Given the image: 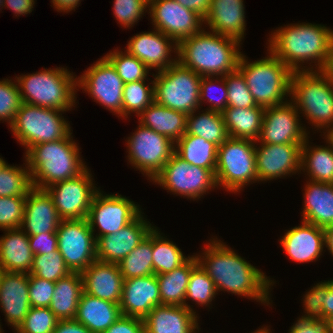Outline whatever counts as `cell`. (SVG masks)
Returning <instances> with one entry per match:
<instances>
[{
  "mask_svg": "<svg viewBox=\"0 0 333 333\" xmlns=\"http://www.w3.org/2000/svg\"><path fill=\"white\" fill-rule=\"evenodd\" d=\"M212 239L205 244L202 254L195 256L213 280L217 292L227 291L270 305V289L276 281L271 280L217 237Z\"/></svg>",
  "mask_w": 333,
  "mask_h": 333,
  "instance_id": "obj_1",
  "label": "cell"
},
{
  "mask_svg": "<svg viewBox=\"0 0 333 333\" xmlns=\"http://www.w3.org/2000/svg\"><path fill=\"white\" fill-rule=\"evenodd\" d=\"M269 36V46L266 48L292 72L322 70L333 44V30L315 23L284 25L275 29ZM305 62H309V65L304 66ZM311 63H315L314 68Z\"/></svg>",
  "mask_w": 333,
  "mask_h": 333,
  "instance_id": "obj_2",
  "label": "cell"
},
{
  "mask_svg": "<svg viewBox=\"0 0 333 333\" xmlns=\"http://www.w3.org/2000/svg\"><path fill=\"white\" fill-rule=\"evenodd\" d=\"M240 44L203 28L178 43L177 61L200 76H225L238 69Z\"/></svg>",
  "mask_w": 333,
  "mask_h": 333,
  "instance_id": "obj_3",
  "label": "cell"
},
{
  "mask_svg": "<svg viewBox=\"0 0 333 333\" xmlns=\"http://www.w3.org/2000/svg\"><path fill=\"white\" fill-rule=\"evenodd\" d=\"M73 140L72 133L65 139L43 142L25 152V161L31 172L34 188L47 187L72 179L88 167L80 157V148Z\"/></svg>",
  "mask_w": 333,
  "mask_h": 333,
  "instance_id": "obj_4",
  "label": "cell"
},
{
  "mask_svg": "<svg viewBox=\"0 0 333 333\" xmlns=\"http://www.w3.org/2000/svg\"><path fill=\"white\" fill-rule=\"evenodd\" d=\"M290 100L323 135L333 131V85L322 70L292 72Z\"/></svg>",
  "mask_w": 333,
  "mask_h": 333,
  "instance_id": "obj_5",
  "label": "cell"
},
{
  "mask_svg": "<svg viewBox=\"0 0 333 333\" xmlns=\"http://www.w3.org/2000/svg\"><path fill=\"white\" fill-rule=\"evenodd\" d=\"M15 79L24 103L63 112L76 107L77 76L67 68H43Z\"/></svg>",
  "mask_w": 333,
  "mask_h": 333,
  "instance_id": "obj_6",
  "label": "cell"
},
{
  "mask_svg": "<svg viewBox=\"0 0 333 333\" xmlns=\"http://www.w3.org/2000/svg\"><path fill=\"white\" fill-rule=\"evenodd\" d=\"M268 55L254 62L240 56L238 70L246 80L247 86L257 106L263 108L281 105L290 96L292 71L270 50ZM286 97V98H285Z\"/></svg>",
  "mask_w": 333,
  "mask_h": 333,
  "instance_id": "obj_7",
  "label": "cell"
},
{
  "mask_svg": "<svg viewBox=\"0 0 333 333\" xmlns=\"http://www.w3.org/2000/svg\"><path fill=\"white\" fill-rule=\"evenodd\" d=\"M62 113L61 110L23 102L10 130L26 151L39 143L65 139L73 130Z\"/></svg>",
  "mask_w": 333,
  "mask_h": 333,
  "instance_id": "obj_8",
  "label": "cell"
},
{
  "mask_svg": "<svg viewBox=\"0 0 333 333\" xmlns=\"http://www.w3.org/2000/svg\"><path fill=\"white\" fill-rule=\"evenodd\" d=\"M256 141L229 137L218 147L215 178L218 187L231 193L256 183Z\"/></svg>",
  "mask_w": 333,
  "mask_h": 333,
  "instance_id": "obj_9",
  "label": "cell"
},
{
  "mask_svg": "<svg viewBox=\"0 0 333 333\" xmlns=\"http://www.w3.org/2000/svg\"><path fill=\"white\" fill-rule=\"evenodd\" d=\"M154 77L155 102L190 114L200 110V82L201 77L192 69L184 67L178 61L166 70L157 71Z\"/></svg>",
  "mask_w": 333,
  "mask_h": 333,
  "instance_id": "obj_10",
  "label": "cell"
},
{
  "mask_svg": "<svg viewBox=\"0 0 333 333\" xmlns=\"http://www.w3.org/2000/svg\"><path fill=\"white\" fill-rule=\"evenodd\" d=\"M152 181L167 192L193 201L217 187L215 170L191 165L175 152Z\"/></svg>",
  "mask_w": 333,
  "mask_h": 333,
  "instance_id": "obj_11",
  "label": "cell"
},
{
  "mask_svg": "<svg viewBox=\"0 0 333 333\" xmlns=\"http://www.w3.org/2000/svg\"><path fill=\"white\" fill-rule=\"evenodd\" d=\"M127 138L128 161L152 180L161 172L164 165L175 152V143L141 123Z\"/></svg>",
  "mask_w": 333,
  "mask_h": 333,
  "instance_id": "obj_12",
  "label": "cell"
},
{
  "mask_svg": "<svg viewBox=\"0 0 333 333\" xmlns=\"http://www.w3.org/2000/svg\"><path fill=\"white\" fill-rule=\"evenodd\" d=\"M56 235L58 251L71 272L82 273L96 260V238L86 218L62 220Z\"/></svg>",
  "mask_w": 333,
  "mask_h": 333,
  "instance_id": "obj_13",
  "label": "cell"
},
{
  "mask_svg": "<svg viewBox=\"0 0 333 333\" xmlns=\"http://www.w3.org/2000/svg\"><path fill=\"white\" fill-rule=\"evenodd\" d=\"M81 76V77H80ZM77 78V87L86 91L92 100L123 119L124 82L115 68L102 57Z\"/></svg>",
  "mask_w": 333,
  "mask_h": 333,
  "instance_id": "obj_14",
  "label": "cell"
},
{
  "mask_svg": "<svg viewBox=\"0 0 333 333\" xmlns=\"http://www.w3.org/2000/svg\"><path fill=\"white\" fill-rule=\"evenodd\" d=\"M102 192L100 189L96 192L86 218L93 233L99 228V233L94 234L96 239L118 232L142 212L140 206L127 197Z\"/></svg>",
  "mask_w": 333,
  "mask_h": 333,
  "instance_id": "obj_15",
  "label": "cell"
},
{
  "mask_svg": "<svg viewBox=\"0 0 333 333\" xmlns=\"http://www.w3.org/2000/svg\"><path fill=\"white\" fill-rule=\"evenodd\" d=\"M89 168L75 178L57 182L45 190L52 197L62 220L87 218L91 202L100 189Z\"/></svg>",
  "mask_w": 333,
  "mask_h": 333,
  "instance_id": "obj_16",
  "label": "cell"
},
{
  "mask_svg": "<svg viewBox=\"0 0 333 333\" xmlns=\"http://www.w3.org/2000/svg\"><path fill=\"white\" fill-rule=\"evenodd\" d=\"M148 11L154 29L177 44L203 29L204 19L174 0H150Z\"/></svg>",
  "mask_w": 333,
  "mask_h": 333,
  "instance_id": "obj_17",
  "label": "cell"
},
{
  "mask_svg": "<svg viewBox=\"0 0 333 333\" xmlns=\"http://www.w3.org/2000/svg\"><path fill=\"white\" fill-rule=\"evenodd\" d=\"M296 105L288 99L281 105L264 110L262 127L257 142L266 144H303L310 137L300 122ZM302 125V126H301Z\"/></svg>",
  "mask_w": 333,
  "mask_h": 333,
  "instance_id": "obj_18",
  "label": "cell"
},
{
  "mask_svg": "<svg viewBox=\"0 0 333 333\" xmlns=\"http://www.w3.org/2000/svg\"><path fill=\"white\" fill-rule=\"evenodd\" d=\"M255 144L258 182L276 180L301 172L302 144H258L257 141Z\"/></svg>",
  "mask_w": 333,
  "mask_h": 333,
  "instance_id": "obj_19",
  "label": "cell"
},
{
  "mask_svg": "<svg viewBox=\"0 0 333 333\" xmlns=\"http://www.w3.org/2000/svg\"><path fill=\"white\" fill-rule=\"evenodd\" d=\"M140 213L133 221L118 232L96 239V259L118 264L132 252L152 231V225Z\"/></svg>",
  "mask_w": 333,
  "mask_h": 333,
  "instance_id": "obj_20",
  "label": "cell"
},
{
  "mask_svg": "<svg viewBox=\"0 0 333 333\" xmlns=\"http://www.w3.org/2000/svg\"><path fill=\"white\" fill-rule=\"evenodd\" d=\"M154 30L132 36L125 50L157 72L166 70L177 62L178 44L161 31ZM172 52L176 57L171 58Z\"/></svg>",
  "mask_w": 333,
  "mask_h": 333,
  "instance_id": "obj_21",
  "label": "cell"
},
{
  "mask_svg": "<svg viewBox=\"0 0 333 333\" xmlns=\"http://www.w3.org/2000/svg\"><path fill=\"white\" fill-rule=\"evenodd\" d=\"M28 288L29 274L0 271V309L14 331L31 308Z\"/></svg>",
  "mask_w": 333,
  "mask_h": 333,
  "instance_id": "obj_22",
  "label": "cell"
},
{
  "mask_svg": "<svg viewBox=\"0 0 333 333\" xmlns=\"http://www.w3.org/2000/svg\"><path fill=\"white\" fill-rule=\"evenodd\" d=\"M119 304L122 315L144 319L154 307L161 305L156 275L124 280Z\"/></svg>",
  "mask_w": 333,
  "mask_h": 333,
  "instance_id": "obj_23",
  "label": "cell"
},
{
  "mask_svg": "<svg viewBox=\"0 0 333 333\" xmlns=\"http://www.w3.org/2000/svg\"><path fill=\"white\" fill-rule=\"evenodd\" d=\"M280 244L290 260L298 263L317 261L325 247L324 228L301 221V225L287 230Z\"/></svg>",
  "mask_w": 333,
  "mask_h": 333,
  "instance_id": "obj_24",
  "label": "cell"
},
{
  "mask_svg": "<svg viewBox=\"0 0 333 333\" xmlns=\"http://www.w3.org/2000/svg\"><path fill=\"white\" fill-rule=\"evenodd\" d=\"M60 218L52 197L46 190L33 188L26 196L21 229L28 235L56 233Z\"/></svg>",
  "mask_w": 333,
  "mask_h": 333,
  "instance_id": "obj_25",
  "label": "cell"
},
{
  "mask_svg": "<svg viewBox=\"0 0 333 333\" xmlns=\"http://www.w3.org/2000/svg\"><path fill=\"white\" fill-rule=\"evenodd\" d=\"M81 275L84 293L113 303H120L124 279L118 264L96 259Z\"/></svg>",
  "mask_w": 333,
  "mask_h": 333,
  "instance_id": "obj_26",
  "label": "cell"
},
{
  "mask_svg": "<svg viewBox=\"0 0 333 333\" xmlns=\"http://www.w3.org/2000/svg\"><path fill=\"white\" fill-rule=\"evenodd\" d=\"M197 315L185 306L158 305L143 319L144 332L194 333L200 330Z\"/></svg>",
  "mask_w": 333,
  "mask_h": 333,
  "instance_id": "obj_27",
  "label": "cell"
},
{
  "mask_svg": "<svg viewBox=\"0 0 333 333\" xmlns=\"http://www.w3.org/2000/svg\"><path fill=\"white\" fill-rule=\"evenodd\" d=\"M243 0H211L204 19L211 31L241 42L245 36V5Z\"/></svg>",
  "mask_w": 333,
  "mask_h": 333,
  "instance_id": "obj_28",
  "label": "cell"
},
{
  "mask_svg": "<svg viewBox=\"0 0 333 333\" xmlns=\"http://www.w3.org/2000/svg\"><path fill=\"white\" fill-rule=\"evenodd\" d=\"M5 231L0 237V270L10 272H31L33 256L28 235L21 228Z\"/></svg>",
  "mask_w": 333,
  "mask_h": 333,
  "instance_id": "obj_29",
  "label": "cell"
},
{
  "mask_svg": "<svg viewBox=\"0 0 333 333\" xmlns=\"http://www.w3.org/2000/svg\"><path fill=\"white\" fill-rule=\"evenodd\" d=\"M302 220L318 227L333 225V183L307 181Z\"/></svg>",
  "mask_w": 333,
  "mask_h": 333,
  "instance_id": "obj_30",
  "label": "cell"
},
{
  "mask_svg": "<svg viewBox=\"0 0 333 333\" xmlns=\"http://www.w3.org/2000/svg\"><path fill=\"white\" fill-rule=\"evenodd\" d=\"M120 304L82 293L75 320L92 333H103L121 316Z\"/></svg>",
  "mask_w": 333,
  "mask_h": 333,
  "instance_id": "obj_31",
  "label": "cell"
},
{
  "mask_svg": "<svg viewBox=\"0 0 333 333\" xmlns=\"http://www.w3.org/2000/svg\"><path fill=\"white\" fill-rule=\"evenodd\" d=\"M139 123L176 143L185 133L187 114L162 106L155 101L139 116Z\"/></svg>",
  "mask_w": 333,
  "mask_h": 333,
  "instance_id": "obj_32",
  "label": "cell"
},
{
  "mask_svg": "<svg viewBox=\"0 0 333 333\" xmlns=\"http://www.w3.org/2000/svg\"><path fill=\"white\" fill-rule=\"evenodd\" d=\"M327 146L309 145V137L301 148V170L314 182L333 183V140L323 135Z\"/></svg>",
  "mask_w": 333,
  "mask_h": 333,
  "instance_id": "obj_33",
  "label": "cell"
},
{
  "mask_svg": "<svg viewBox=\"0 0 333 333\" xmlns=\"http://www.w3.org/2000/svg\"><path fill=\"white\" fill-rule=\"evenodd\" d=\"M83 290L81 273L71 272L55 282L53 297L49 309L58 320H73Z\"/></svg>",
  "mask_w": 333,
  "mask_h": 333,
  "instance_id": "obj_34",
  "label": "cell"
},
{
  "mask_svg": "<svg viewBox=\"0 0 333 333\" xmlns=\"http://www.w3.org/2000/svg\"><path fill=\"white\" fill-rule=\"evenodd\" d=\"M264 110L265 108L261 106L227 107L222 116L229 137L257 141L261 133Z\"/></svg>",
  "mask_w": 333,
  "mask_h": 333,
  "instance_id": "obj_35",
  "label": "cell"
},
{
  "mask_svg": "<svg viewBox=\"0 0 333 333\" xmlns=\"http://www.w3.org/2000/svg\"><path fill=\"white\" fill-rule=\"evenodd\" d=\"M198 264L195 255L165 274H157L161 305L185 306V296L192 269Z\"/></svg>",
  "mask_w": 333,
  "mask_h": 333,
  "instance_id": "obj_36",
  "label": "cell"
},
{
  "mask_svg": "<svg viewBox=\"0 0 333 333\" xmlns=\"http://www.w3.org/2000/svg\"><path fill=\"white\" fill-rule=\"evenodd\" d=\"M175 153L191 165L216 169L218 146L200 136L185 133L175 143Z\"/></svg>",
  "mask_w": 333,
  "mask_h": 333,
  "instance_id": "obj_37",
  "label": "cell"
},
{
  "mask_svg": "<svg viewBox=\"0 0 333 333\" xmlns=\"http://www.w3.org/2000/svg\"><path fill=\"white\" fill-rule=\"evenodd\" d=\"M201 112L195 110L187 115L186 133L200 136L219 147L229 138L222 112L211 110Z\"/></svg>",
  "mask_w": 333,
  "mask_h": 333,
  "instance_id": "obj_38",
  "label": "cell"
},
{
  "mask_svg": "<svg viewBox=\"0 0 333 333\" xmlns=\"http://www.w3.org/2000/svg\"><path fill=\"white\" fill-rule=\"evenodd\" d=\"M162 235L157 227L152 229V259L155 275L171 272L190 258L189 255L186 257L173 241Z\"/></svg>",
  "mask_w": 333,
  "mask_h": 333,
  "instance_id": "obj_39",
  "label": "cell"
},
{
  "mask_svg": "<svg viewBox=\"0 0 333 333\" xmlns=\"http://www.w3.org/2000/svg\"><path fill=\"white\" fill-rule=\"evenodd\" d=\"M152 231L119 263L123 279L148 276L153 273Z\"/></svg>",
  "mask_w": 333,
  "mask_h": 333,
  "instance_id": "obj_40",
  "label": "cell"
},
{
  "mask_svg": "<svg viewBox=\"0 0 333 333\" xmlns=\"http://www.w3.org/2000/svg\"><path fill=\"white\" fill-rule=\"evenodd\" d=\"M24 165L22 168L5 162L0 168V197L27 196L34 188L26 161Z\"/></svg>",
  "mask_w": 333,
  "mask_h": 333,
  "instance_id": "obj_41",
  "label": "cell"
},
{
  "mask_svg": "<svg viewBox=\"0 0 333 333\" xmlns=\"http://www.w3.org/2000/svg\"><path fill=\"white\" fill-rule=\"evenodd\" d=\"M217 290L213 280L207 275L206 271L198 263L190 274V279L186 289L185 307L192 312L194 308L188 304L187 300H192L198 306H209L217 295Z\"/></svg>",
  "mask_w": 333,
  "mask_h": 333,
  "instance_id": "obj_42",
  "label": "cell"
},
{
  "mask_svg": "<svg viewBox=\"0 0 333 333\" xmlns=\"http://www.w3.org/2000/svg\"><path fill=\"white\" fill-rule=\"evenodd\" d=\"M145 80L128 82L123 89V118L127 119L131 113L137 117L155 101L154 80L150 84Z\"/></svg>",
  "mask_w": 333,
  "mask_h": 333,
  "instance_id": "obj_43",
  "label": "cell"
},
{
  "mask_svg": "<svg viewBox=\"0 0 333 333\" xmlns=\"http://www.w3.org/2000/svg\"><path fill=\"white\" fill-rule=\"evenodd\" d=\"M104 57L115 68L118 76L124 83L147 80L150 69L137 57L130 55L126 50H113Z\"/></svg>",
  "mask_w": 333,
  "mask_h": 333,
  "instance_id": "obj_44",
  "label": "cell"
},
{
  "mask_svg": "<svg viewBox=\"0 0 333 333\" xmlns=\"http://www.w3.org/2000/svg\"><path fill=\"white\" fill-rule=\"evenodd\" d=\"M70 273V269L57 249L48 254L34 255L29 275L56 282Z\"/></svg>",
  "mask_w": 333,
  "mask_h": 333,
  "instance_id": "obj_45",
  "label": "cell"
},
{
  "mask_svg": "<svg viewBox=\"0 0 333 333\" xmlns=\"http://www.w3.org/2000/svg\"><path fill=\"white\" fill-rule=\"evenodd\" d=\"M57 322L49 307H31L14 333H53Z\"/></svg>",
  "mask_w": 333,
  "mask_h": 333,
  "instance_id": "obj_46",
  "label": "cell"
},
{
  "mask_svg": "<svg viewBox=\"0 0 333 333\" xmlns=\"http://www.w3.org/2000/svg\"><path fill=\"white\" fill-rule=\"evenodd\" d=\"M227 84V107L250 108L257 104L252 97L242 73L237 69L224 76Z\"/></svg>",
  "mask_w": 333,
  "mask_h": 333,
  "instance_id": "obj_47",
  "label": "cell"
},
{
  "mask_svg": "<svg viewBox=\"0 0 333 333\" xmlns=\"http://www.w3.org/2000/svg\"><path fill=\"white\" fill-rule=\"evenodd\" d=\"M23 101L16 79L0 81V121L7 122L9 127L14 122L16 113Z\"/></svg>",
  "mask_w": 333,
  "mask_h": 333,
  "instance_id": "obj_48",
  "label": "cell"
},
{
  "mask_svg": "<svg viewBox=\"0 0 333 333\" xmlns=\"http://www.w3.org/2000/svg\"><path fill=\"white\" fill-rule=\"evenodd\" d=\"M215 84H219V86L216 87ZM221 88V93L217 95H213L214 91L219 90ZM220 92V90H219ZM216 93V91H215ZM220 95V97H219ZM217 96V97H214ZM227 98H228V91H227V84L225 82L224 76H202L201 82H200V105L202 102L204 103L206 101L209 103V108L205 110H211V111H218L223 112L227 108ZM208 99V100H206ZM211 103V105H210Z\"/></svg>",
  "mask_w": 333,
  "mask_h": 333,
  "instance_id": "obj_49",
  "label": "cell"
},
{
  "mask_svg": "<svg viewBox=\"0 0 333 333\" xmlns=\"http://www.w3.org/2000/svg\"><path fill=\"white\" fill-rule=\"evenodd\" d=\"M26 196L0 197V229L20 228L23 221Z\"/></svg>",
  "mask_w": 333,
  "mask_h": 333,
  "instance_id": "obj_50",
  "label": "cell"
},
{
  "mask_svg": "<svg viewBox=\"0 0 333 333\" xmlns=\"http://www.w3.org/2000/svg\"><path fill=\"white\" fill-rule=\"evenodd\" d=\"M330 288V280H326L324 282H318L312 288L304 294L303 300V308L304 313L303 316L299 317L303 320H317V321H327L328 319L325 317L323 311V296L327 293Z\"/></svg>",
  "mask_w": 333,
  "mask_h": 333,
  "instance_id": "obj_51",
  "label": "cell"
},
{
  "mask_svg": "<svg viewBox=\"0 0 333 333\" xmlns=\"http://www.w3.org/2000/svg\"><path fill=\"white\" fill-rule=\"evenodd\" d=\"M113 14L118 23L130 29L148 12V0H114ZM145 11V12H144Z\"/></svg>",
  "mask_w": 333,
  "mask_h": 333,
  "instance_id": "obj_52",
  "label": "cell"
},
{
  "mask_svg": "<svg viewBox=\"0 0 333 333\" xmlns=\"http://www.w3.org/2000/svg\"><path fill=\"white\" fill-rule=\"evenodd\" d=\"M54 288L55 282L29 275L28 294L31 307H49Z\"/></svg>",
  "mask_w": 333,
  "mask_h": 333,
  "instance_id": "obj_53",
  "label": "cell"
},
{
  "mask_svg": "<svg viewBox=\"0 0 333 333\" xmlns=\"http://www.w3.org/2000/svg\"><path fill=\"white\" fill-rule=\"evenodd\" d=\"M31 251L34 255L48 254L58 249L56 233H41L28 236Z\"/></svg>",
  "mask_w": 333,
  "mask_h": 333,
  "instance_id": "obj_54",
  "label": "cell"
},
{
  "mask_svg": "<svg viewBox=\"0 0 333 333\" xmlns=\"http://www.w3.org/2000/svg\"><path fill=\"white\" fill-rule=\"evenodd\" d=\"M103 333H145L143 319L121 315Z\"/></svg>",
  "mask_w": 333,
  "mask_h": 333,
  "instance_id": "obj_55",
  "label": "cell"
},
{
  "mask_svg": "<svg viewBox=\"0 0 333 333\" xmlns=\"http://www.w3.org/2000/svg\"><path fill=\"white\" fill-rule=\"evenodd\" d=\"M289 333H329L327 321L303 320L298 318Z\"/></svg>",
  "mask_w": 333,
  "mask_h": 333,
  "instance_id": "obj_56",
  "label": "cell"
},
{
  "mask_svg": "<svg viewBox=\"0 0 333 333\" xmlns=\"http://www.w3.org/2000/svg\"><path fill=\"white\" fill-rule=\"evenodd\" d=\"M53 333H92L86 326L73 320H58Z\"/></svg>",
  "mask_w": 333,
  "mask_h": 333,
  "instance_id": "obj_57",
  "label": "cell"
},
{
  "mask_svg": "<svg viewBox=\"0 0 333 333\" xmlns=\"http://www.w3.org/2000/svg\"><path fill=\"white\" fill-rule=\"evenodd\" d=\"M35 5V0H4L3 7L12 10L15 16L30 14Z\"/></svg>",
  "mask_w": 333,
  "mask_h": 333,
  "instance_id": "obj_58",
  "label": "cell"
},
{
  "mask_svg": "<svg viewBox=\"0 0 333 333\" xmlns=\"http://www.w3.org/2000/svg\"><path fill=\"white\" fill-rule=\"evenodd\" d=\"M189 10L196 12L203 19L207 16L211 6V0H174Z\"/></svg>",
  "mask_w": 333,
  "mask_h": 333,
  "instance_id": "obj_59",
  "label": "cell"
},
{
  "mask_svg": "<svg viewBox=\"0 0 333 333\" xmlns=\"http://www.w3.org/2000/svg\"><path fill=\"white\" fill-rule=\"evenodd\" d=\"M51 2L58 12L68 13L79 7L81 0H51Z\"/></svg>",
  "mask_w": 333,
  "mask_h": 333,
  "instance_id": "obj_60",
  "label": "cell"
},
{
  "mask_svg": "<svg viewBox=\"0 0 333 333\" xmlns=\"http://www.w3.org/2000/svg\"><path fill=\"white\" fill-rule=\"evenodd\" d=\"M322 308L327 319L333 316V279L330 280V288L325 296H323Z\"/></svg>",
  "mask_w": 333,
  "mask_h": 333,
  "instance_id": "obj_61",
  "label": "cell"
},
{
  "mask_svg": "<svg viewBox=\"0 0 333 333\" xmlns=\"http://www.w3.org/2000/svg\"><path fill=\"white\" fill-rule=\"evenodd\" d=\"M322 71L327 75L329 81L333 85V44L331 45L330 52L325 67Z\"/></svg>",
  "mask_w": 333,
  "mask_h": 333,
  "instance_id": "obj_62",
  "label": "cell"
},
{
  "mask_svg": "<svg viewBox=\"0 0 333 333\" xmlns=\"http://www.w3.org/2000/svg\"><path fill=\"white\" fill-rule=\"evenodd\" d=\"M325 232V247L329 250V253L333 256V225L324 228Z\"/></svg>",
  "mask_w": 333,
  "mask_h": 333,
  "instance_id": "obj_63",
  "label": "cell"
},
{
  "mask_svg": "<svg viewBox=\"0 0 333 333\" xmlns=\"http://www.w3.org/2000/svg\"><path fill=\"white\" fill-rule=\"evenodd\" d=\"M252 333H270V329L268 326H264L262 328H259L258 330L252 332Z\"/></svg>",
  "mask_w": 333,
  "mask_h": 333,
  "instance_id": "obj_64",
  "label": "cell"
},
{
  "mask_svg": "<svg viewBox=\"0 0 333 333\" xmlns=\"http://www.w3.org/2000/svg\"><path fill=\"white\" fill-rule=\"evenodd\" d=\"M328 329H329V333H333V316L330 317L328 320Z\"/></svg>",
  "mask_w": 333,
  "mask_h": 333,
  "instance_id": "obj_65",
  "label": "cell"
},
{
  "mask_svg": "<svg viewBox=\"0 0 333 333\" xmlns=\"http://www.w3.org/2000/svg\"><path fill=\"white\" fill-rule=\"evenodd\" d=\"M5 160L2 158V157H0V168L5 164Z\"/></svg>",
  "mask_w": 333,
  "mask_h": 333,
  "instance_id": "obj_66",
  "label": "cell"
},
{
  "mask_svg": "<svg viewBox=\"0 0 333 333\" xmlns=\"http://www.w3.org/2000/svg\"><path fill=\"white\" fill-rule=\"evenodd\" d=\"M4 0H0V8L3 9ZM2 6V7H1Z\"/></svg>",
  "mask_w": 333,
  "mask_h": 333,
  "instance_id": "obj_67",
  "label": "cell"
},
{
  "mask_svg": "<svg viewBox=\"0 0 333 333\" xmlns=\"http://www.w3.org/2000/svg\"><path fill=\"white\" fill-rule=\"evenodd\" d=\"M329 136L333 140V131L329 134Z\"/></svg>",
  "mask_w": 333,
  "mask_h": 333,
  "instance_id": "obj_68",
  "label": "cell"
},
{
  "mask_svg": "<svg viewBox=\"0 0 333 333\" xmlns=\"http://www.w3.org/2000/svg\"><path fill=\"white\" fill-rule=\"evenodd\" d=\"M1 323V322H0ZM3 329H2V327H1V324H0V333H3L4 332V330L2 331Z\"/></svg>",
  "mask_w": 333,
  "mask_h": 333,
  "instance_id": "obj_69",
  "label": "cell"
}]
</instances>
